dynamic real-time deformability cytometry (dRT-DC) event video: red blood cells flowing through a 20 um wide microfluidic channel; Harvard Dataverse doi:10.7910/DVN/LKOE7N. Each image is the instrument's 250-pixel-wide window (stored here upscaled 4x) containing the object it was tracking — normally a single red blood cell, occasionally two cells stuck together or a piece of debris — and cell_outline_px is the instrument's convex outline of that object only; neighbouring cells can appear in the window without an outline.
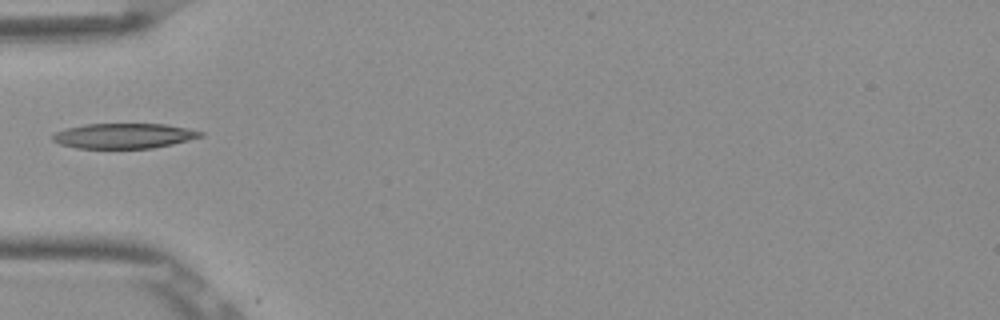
{"species": "Egyptian fruit bat (a non-hibernating species)", "species_latin": "Rousettus aegyptiacus", "temperature_condition": "room temperature", "stored_images_in_passage": 1, "camera_frame_rate_fps": 3000, "um_per_image_px": 0.085, "frame": {"image": 1, "passage_image": 1, "time_ms": 0.0, "image_size_px": [1000, 320], "cell_outline_px": [[204, 136], [172, 144], [152, 148], [76, 148], [60, 144], [52, 140], [52, 136], [56, 132], [64, 128], [84, 124], [168, 124], [188, 128], [204, 132]], "centroid_in_image_um": [10.53, 11.54], "position_along_channel_um": 74.5, "area_um2": 21.73}}